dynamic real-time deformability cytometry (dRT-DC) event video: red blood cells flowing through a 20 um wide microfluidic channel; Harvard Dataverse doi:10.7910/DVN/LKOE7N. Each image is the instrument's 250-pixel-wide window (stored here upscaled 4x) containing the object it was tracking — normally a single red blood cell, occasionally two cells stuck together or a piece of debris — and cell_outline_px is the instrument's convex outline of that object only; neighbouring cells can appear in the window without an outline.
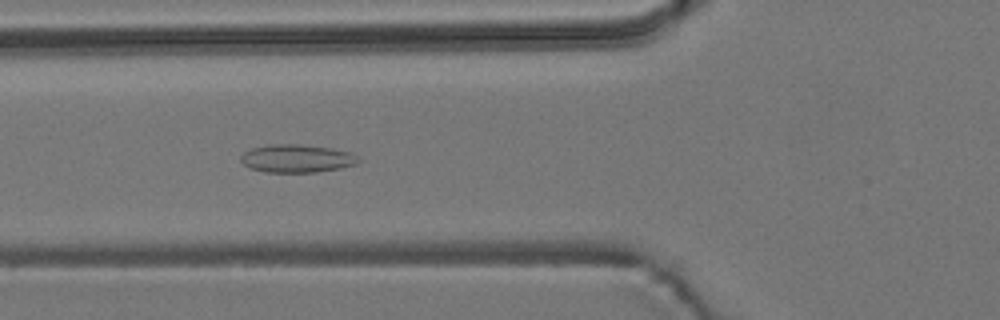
{"species": "common noctule bat (a hibernating species)", "species_latin": "Nyctalus noctula", "temperature_condition": "room temperature", "stored_images_in_passage": 9, "camera_frame_rate_fps": 3000, "um_per_image_px": 0.085, "animal": {"sex": "male", "body_mass_g": 19.2, "forearm_length_mm": 51.8}, "frame": {"image": 1, "passage_image": 6, "time_ms": 1.667, "image_size_px": [1000, 320], "cell_outline_px": [[360, 160], [356, 164], [340, 168], [316, 172], [264, 172], [248, 168], [240, 160], [240, 156], [244, 152], [252, 148], [272, 144], [300, 144], [332, 148], [348, 152], [356, 156]], "centroid_in_image_um": [25.19, 13.47], "position_along_channel_um": 100.6, "area_um2": 19.19}}
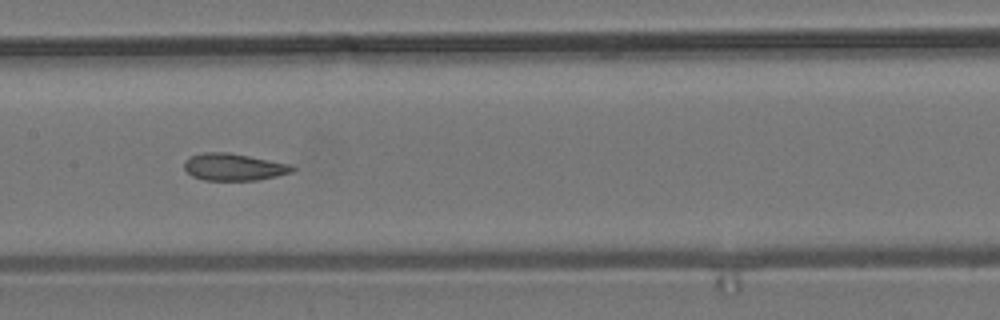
{"frame": {"image": 2, "passage_image": 8, "time_ms": 2.333, "image_size_px": [1000, 320], "cell_outline_px": [[296, 168], [292, 172], [276, 176], [256, 180], [204, 180], [192, 176], [184, 168], [184, 160], [192, 156], [204, 152], [228, 152], [288, 164]], "centroid_in_image_um": [19.83, 14.2], "position_along_channel_um": 187.6, "area_um2": 16.82}}
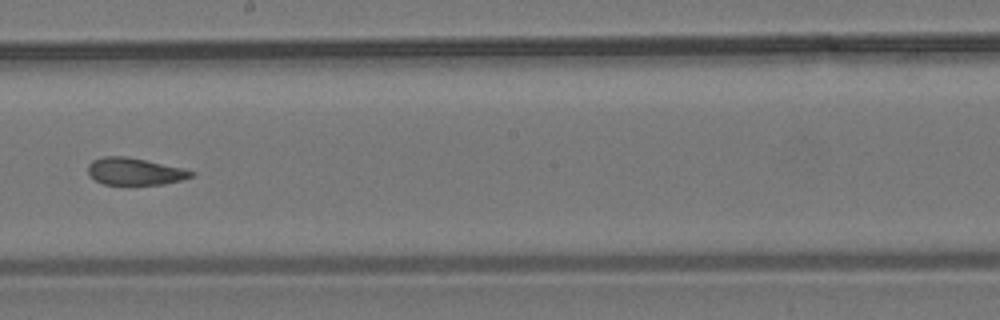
{"frame": {"image": 3, "passage_image": 9, "time_ms": 2.667, "image_size_px": [1000, 320], "cell_outline_px": [[196, 172], [192, 176], [180, 180], [164, 184], [104, 184], [96, 180], [88, 172], [88, 164], [92, 160], [104, 156], [128, 156], [180, 168]], "centroid_in_image_um": [11.42, 14.56], "position_along_channel_um": 236.8, "area_um2": 16.01}}